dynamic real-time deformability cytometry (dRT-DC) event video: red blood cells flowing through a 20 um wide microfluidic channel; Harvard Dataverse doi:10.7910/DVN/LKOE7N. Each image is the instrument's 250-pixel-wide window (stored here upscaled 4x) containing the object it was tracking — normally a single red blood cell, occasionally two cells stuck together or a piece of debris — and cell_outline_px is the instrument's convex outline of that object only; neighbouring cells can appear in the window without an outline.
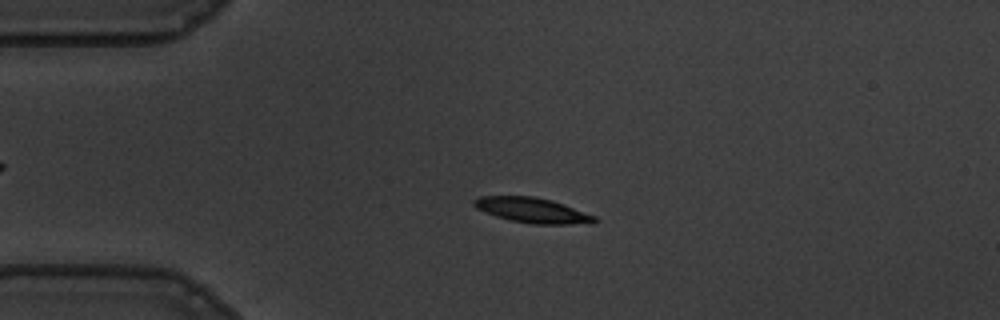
{"species": "common noctule bat (a hibernating species)", "species_latin": "Nyctalus noctula", "temperature_condition": "warm", "stored_images_in_passage": 57, "camera_frame_rate_fps": 3000, "um_per_image_px": 0.085, "animal": {"sex": "male", "body_mass_g": 19.5, "forearm_length_mm": 54.6}, "frame": {"image": 1, "passage_image": 13, "time_ms": 4.0, "image_size_px": [1000, 320], "cell_outline_px": [[600, 220], [592, 224], [532, 224], [512, 220], [496, 216], [484, 212], [476, 208], [472, 204], [472, 200], [476, 196], [532, 196], [552, 200], [564, 204], [596, 216]], "centroid_in_image_um": [45.27, 17.87], "position_along_channel_um": 39.7, "area_um2": 17.86}}
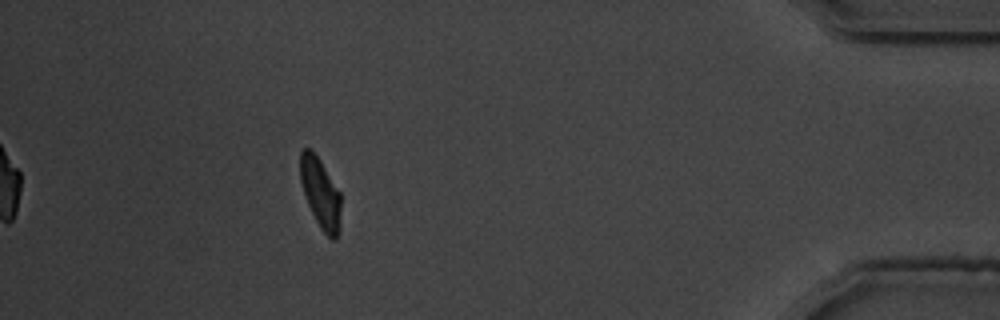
{"frame": {"image": 2, "passage_image": 51, "time_ms": 16.667, "image_size_px": [1000, 320], "cell_outline_px": [[340, 228], [336, 240], [332, 240], [320, 228], [308, 204], [300, 180], [300, 152], [304, 148], [312, 148], [320, 160], [340, 192]], "centroid_in_image_um": [27.24, 16.4], "position_along_channel_um": 408.0, "area_um2": 16.59}, "authors_computed_cell_mechanics": {"area_um2": 17.2822, "velocity_mm_per_s": 3.5383, "shape_relaxation_time_tau1_ms": 2.7818, "shape_relaxation_time_tau2_ms": 2.541, "deformation_change_tau1": 0.1649, "deformation_change_tau2": 0.0489}}